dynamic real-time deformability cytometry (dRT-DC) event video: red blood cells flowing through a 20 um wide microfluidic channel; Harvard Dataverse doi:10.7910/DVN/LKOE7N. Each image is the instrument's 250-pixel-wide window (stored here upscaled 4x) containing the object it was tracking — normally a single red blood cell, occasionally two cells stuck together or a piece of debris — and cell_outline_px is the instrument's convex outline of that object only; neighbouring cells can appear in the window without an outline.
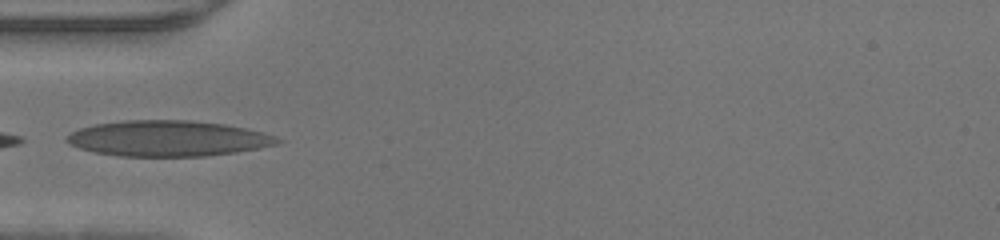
{"species": "human", "species_latin": "Homo sapiens", "temperature_condition": "warm", "stored_images_in_passage": 8, "camera_frame_rate_fps": 3000, "um_per_image_px": 0.085, "donor": {"sex": "male"}, "frame": {"image": 1, "passage_image": 1, "time_ms": 0.0, "image_size_px": [1000, 240], "cell_outline_px": [[284, 140], [276, 144], [260, 148], [236, 152], [204, 156], [120, 156], [96, 152], [80, 148], [64, 140], [64, 136], [80, 128], [96, 124], [124, 120], [192, 120], [224, 124], [264, 132], [276, 136]], "centroid_in_image_um": [14.3, 11.76], "position_along_channel_um": 70.7, "area_um2": 43.81}}
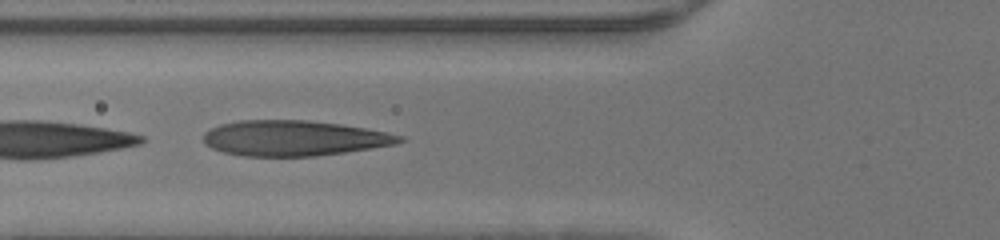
{"frame": {"image": 2, "passage_image": 3, "time_ms": 0.667, "image_size_px": [1000, 240], "cell_outline_px": [[408, 140], [396, 144], [372, 148], [316, 156], [244, 156], [224, 152], [212, 148], [204, 144], [204, 132], [220, 124], [240, 120], [308, 120], [340, 124], [364, 128], [404, 136]], "centroid_in_image_um": [24.99, 11.74], "position_along_channel_um": 100.8, "area_um2": 40.4}}
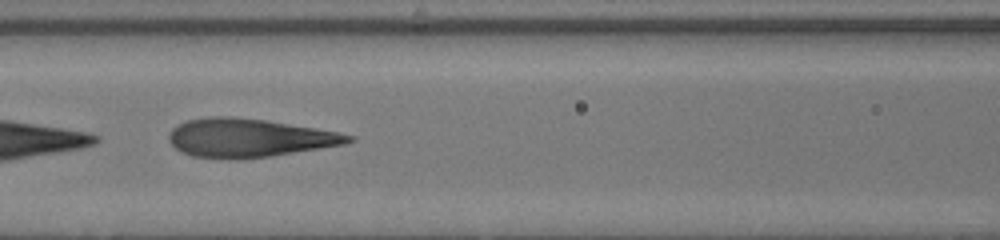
{"frame": {"image": 3, "passage_image": 6, "time_ms": 1.667, "image_size_px": [1000, 240], "cell_outline_px": [[356, 140], [344, 144], [272, 156], [240, 160], [232, 160], [192, 156], [180, 152], [168, 140], [168, 136], [172, 128], [188, 120], [212, 116], [232, 116], [264, 120], [316, 128], [340, 132], [356, 136]], "centroid_in_image_um": [21.17, 11.73], "position_along_channel_um": 145.4, "area_um2": 40.52}}